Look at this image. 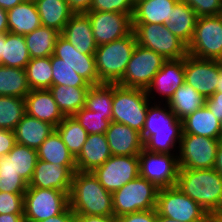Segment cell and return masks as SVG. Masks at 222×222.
Instances as JSON below:
<instances>
[{"mask_svg":"<svg viewBox=\"0 0 222 222\" xmlns=\"http://www.w3.org/2000/svg\"><path fill=\"white\" fill-rule=\"evenodd\" d=\"M182 132V121L169 109L167 103L149 104L141 133L144 149L155 153L177 154Z\"/></svg>","mask_w":222,"mask_h":222,"instance_id":"cell-1","label":"cell"},{"mask_svg":"<svg viewBox=\"0 0 222 222\" xmlns=\"http://www.w3.org/2000/svg\"><path fill=\"white\" fill-rule=\"evenodd\" d=\"M176 186L213 219L222 215V176L214 168H179Z\"/></svg>","mask_w":222,"mask_h":222,"instance_id":"cell-2","label":"cell"},{"mask_svg":"<svg viewBox=\"0 0 222 222\" xmlns=\"http://www.w3.org/2000/svg\"><path fill=\"white\" fill-rule=\"evenodd\" d=\"M69 207L74 214L114 215L112 193L99 183L93 172L74 173L69 193Z\"/></svg>","mask_w":222,"mask_h":222,"instance_id":"cell-3","label":"cell"},{"mask_svg":"<svg viewBox=\"0 0 222 222\" xmlns=\"http://www.w3.org/2000/svg\"><path fill=\"white\" fill-rule=\"evenodd\" d=\"M37 160V150L16 143L8 154L0 157V192L24 194Z\"/></svg>","mask_w":222,"mask_h":222,"instance_id":"cell-4","label":"cell"},{"mask_svg":"<svg viewBox=\"0 0 222 222\" xmlns=\"http://www.w3.org/2000/svg\"><path fill=\"white\" fill-rule=\"evenodd\" d=\"M136 45L132 31L121 39L97 47L95 60L100 83L118 84L121 81Z\"/></svg>","mask_w":222,"mask_h":222,"instance_id":"cell-5","label":"cell"},{"mask_svg":"<svg viewBox=\"0 0 222 222\" xmlns=\"http://www.w3.org/2000/svg\"><path fill=\"white\" fill-rule=\"evenodd\" d=\"M150 103L144 89L114 84L112 121L128 125L141 134Z\"/></svg>","mask_w":222,"mask_h":222,"instance_id":"cell-6","label":"cell"},{"mask_svg":"<svg viewBox=\"0 0 222 222\" xmlns=\"http://www.w3.org/2000/svg\"><path fill=\"white\" fill-rule=\"evenodd\" d=\"M159 189L140 175L112 193L114 216L156 208Z\"/></svg>","mask_w":222,"mask_h":222,"instance_id":"cell-7","label":"cell"},{"mask_svg":"<svg viewBox=\"0 0 222 222\" xmlns=\"http://www.w3.org/2000/svg\"><path fill=\"white\" fill-rule=\"evenodd\" d=\"M156 211L158 215L182 222H212L214 219L197 202L177 186L159 189Z\"/></svg>","mask_w":222,"mask_h":222,"instance_id":"cell-8","label":"cell"},{"mask_svg":"<svg viewBox=\"0 0 222 222\" xmlns=\"http://www.w3.org/2000/svg\"><path fill=\"white\" fill-rule=\"evenodd\" d=\"M137 44L162 55L166 60H178L188 55V46L162 24H132Z\"/></svg>","mask_w":222,"mask_h":222,"instance_id":"cell-9","label":"cell"},{"mask_svg":"<svg viewBox=\"0 0 222 222\" xmlns=\"http://www.w3.org/2000/svg\"><path fill=\"white\" fill-rule=\"evenodd\" d=\"M23 207L25 222H39L62 214L69 207V193L28 187L24 193Z\"/></svg>","mask_w":222,"mask_h":222,"instance_id":"cell-10","label":"cell"},{"mask_svg":"<svg viewBox=\"0 0 222 222\" xmlns=\"http://www.w3.org/2000/svg\"><path fill=\"white\" fill-rule=\"evenodd\" d=\"M188 54L222 61V13L198 17L193 38L188 45Z\"/></svg>","mask_w":222,"mask_h":222,"instance_id":"cell-11","label":"cell"},{"mask_svg":"<svg viewBox=\"0 0 222 222\" xmlns=\"http://www.w3.org/2000/svg\"><path fill=\"white\" fill-rule=\"evenodd\" d=\"M166 61L162 55L137 44L118 85L146 90Z\"/></svg>","mask_w":222,"mask_h":222,"instance_id":"cell-12","label":"cell"},{"mask_svg":"<svg viewBox=\"0 0 222 222\" xmlns=\"http://www.w3.org/2000/svg\"><path fill=\"white\" fill-rule=\"evenodd\" d=\"M138 160L139 175L158 189L176 186L179 171L177 154L155 153L143 148Z\"/></svg>","mask_w":222,"mask_h":222,"instance_id":"cell-13","label":"cell"},{"mask_svg":"<svg viewBox=\"0 0 222 222\" xmlns=\"http://www.w3.org/2000/svg\"><path fill=\"white\" fill-rule=\"evenodd\" d=\"M220 140L182 133L177 153L179 168H214Z\"/></svg>","mask_w":222,"mask_h":222,"instance_id":"cell-14","label":"cell"},{"mask_svg":"<svg viewBox=\"0 0 222 222\" xmlns=\"http://www.w3.org/2000/svg\"><path fill=\"white\" fill-rule=\"evenodd\" d=\"M93 174L107 191L113 193L139 176L138 155H112L101 166L97 167Z\"/></svg>","mask_w":222,"mask_h":222,"instance_id":"cell-15","label":"cell"},{"mask_svg":"<svg viewBox=\"0 0 222 222\" xmlns=\"http://www.w3.org/2000/svg\"><path fill=\"white\" fill-rule=\"evenodd\" d=\"M96 44L103 45L121 39L133 31L132 17L118 12L88 11Z\"/></svg>","mask_w":222,"mask_h":222,"instance_id":"cell-16","label":"cell"},{"mask_svg":"<svg viewBox=\"0 0 222 222\" xmlns=\"http://www.w3.org/2000/svg\"><path fill=\"white\" fill-rule=\"evenodd\" d=\"M219 78V60L201 59L188 54L185 57V83L205 99L216 92Z\"/></svg>","mask_w":222,"mask_h":222,"instance_id":"cell-17","label":"cell"},{"mask_svg":"<svg viewBox=\"0 0 222 222\" xmlns=\"http://www.w3.org/2000/svg\"><path fill=\"white\" fill-rule=\"evenodd\" d=\"M185 83V58L178 60H167L158 73L154 76L147 87L146 94L152 102L168 103L174 95V92Z\"/></svg>","mask_w":222,"mask_h":222,"instance_id":"cell-18","label":"cell"},{"mask_svg":"<svg viewBox=\"0 0 222 222\" xmlns=\"http://www.w3.org/2000/svg\"><path fill=\"white\" fill-rule=\"evenodd\" d=\"M76 171V166H63L38 159L28 187L56 189L70 193Z\"/></svg>","mask_w":222,"mask_h":222,"instance_id":"cell-19","label":"cell"},{"mask_svg":"<svg viewBox=\"0 0 222 222\" xmlns=\"http://www.w3.org/2000/svg\"><path fill=\"white\" fill-rule=\"evenodd\" d=\"M53 55L68 64L91 86L101 84L96 69L95 55H88L77 50L61 34L56 40Z\"/></svg>","mask_w":222,"mask_h":222,"instance_id":"cell-20","label":"cell"},{"mask_svg":"<svg viewBox=\"0 0 222 222\" xmlns=\"http://www.w3.org/2000/svg\"><path fill=\"white\" fill-rule=\"evenodd\" d=\"M105 135L113 156H135L144 148L141 134L128 125L112 121Z\"/></svg>","mask_w":222,"mask_h":222,"instance_id":"cell-21","label":"cell"},{"mask_svg":"<svg viewBox=\"0 0 222 222\" xmlns=\"http://www.w3.org/2000/svg\"><path fill=\"white\" fill-rule=\"evenodd\" d=\"M25 99L26 114L55 128L65 118L49 89L31 90Z\"/></svg>","mask_w":222,"mask_h":222,"instance_id":"cell-22","label":"cell"},{"mask_svg":"<svg viewBox=\"0 0 222 222\" xmlns=\"http://www.w3.org/2000/svg\"><path fill=\"white\" fill-rule=\"evenodd\" d=\"M112 156L104 134H88L80 153L75 157L77 171L93 172Z\"/></svg>","mask_w":222,"mask_h":222,"instance_id":"cell-23","label":"cell"},{"mask_svg":"<svg viewBox=\"0 0 222 222\" xmlns=\"http://www.w3.org/2000/svg\"><path fill=\"white\" fill-rule=\"evenodd\" d=\"M60 34L81 53L95 55L98 45L93 36L90 19L85 13L74 14Z\"/></svg>","mask_w":222,"mask_h":222,"instance_id":"cell-24","label":"cell"},{"mask_svg":"<svg viewBox=\"0 0 222 222\" xmlns=\"http://www.w3.org/2000/svg\"><path fill=\"white\" fill-rule=\"evenodd\" d=\"M179 0H135L132 24H167Z\"/></svg>","mask_w":222,"mask_h":222,"instance_id":"cell-25","label":"cell"},{"mask_svg":"<svg viewBox=\"0 0 222 222\" xmlns=\"http://www.w3.org/2000/svg\"><path fill=\"white\" fill-rule=\"evenodd\" d=\"M55 130V127L27 114L14 129L17 144L37 150L42 142Z\"/></svg>","mask_w":222,"mask_h":222,"instance_id":"cell-26","label":"cell"},{"mask_svg":"<svg viewBox=\"0 0 222 222\" xmlns=\"http://www.w3.org/2000/svg\"><path fill=\"white\" fill-rule=\"evenodd\" d=\"M9 32L26 35L41 26L35 1L24 0L7 11Z\"/></svg>","mask_w":222,"mask_h":222,"instance_id":"cell-27","label":"cell"},{"mask_svg":"<svg viewBox=\"0 0 222 222\" xmlns=\"http://www.w3.org/2000/svg\"><path fill=\"white\" fill-rule=\"evenodd\" d=\"M41 25L63 31L69 19L74 15L66 0H35Z\"/></svg>","mask_w":222,"mask_h":222,"instance_id":"cell-28","label":"cell"},{"mask_svg":"<svg viewBox=\"0 0 222 222\" xmlns=\"http://www.w3.org/2000/svg\"><path fill=\"white\" fill-rule=\"evenodd\" d=\"M182 133L220 140V121L206 105L182 120Z\"/></svg>","mask_w":222,"mask_h":222,"instance_id":"cell-29","label":"cell"},{"mask_svg":"<svg viewBox=\"0 0 222 222\" xmlns=\"http://www.w3.org/2000/svg\"><path fill=\"white\" fill-rule=\"evenodd\" d=\"M198 16L195 11L185 2L178 1L174 6L167 29L187 46L190 44Z\"/></svg>","mask_w":222,"mask_h":222,"instance_id":"cell-30","label":"cell"},{"mask_svg":"<svg viewBox=\"0 0 222 222\" xmlns=\"http://www.w3.org/2000/svg\"><path fill=\"white\" fill-rule=\"evenodd\" d=\"M90 87H67L52 85L49 88L55 102L64 116H73L85 107L86 96Z\"/></svg>","mask_w":222,"mask_h":222,"instance_id":"cell-31","label":"cell"},{"mask_svg":"<svg viewBox=\"0 0 222 222\" xmlns=\"http://www.w3.org/2000/svg\"><path fill=\"white\" fill-rule=\"evenodd\" d=\"M205 101L206 99L200 93L189 84L184 83L174 92L167 105L177 118L182 121L188 115L203 107Z\"/></svg>","mask_w":222,"mask_h":222,"instance_id":"cell-32","label":"cell"},{"mask_svg":"<svg viewBox=\"0 0 222 222\" xmlns=\"http://www.w3.org/2000/svg\"><path fill=\"white\" fill-rule=\"evenodd\" d=\"M38 159L63 166H76L75 157L69 152L59 133L54 130L37 149Z\"/></svg>","mask_w":222,"mask_h":222,"instance_id":"cell-33","label":"cell"},{"mask_svg":"<svg viewBox=\"0 0 222 222\" xmlns=\"http://www.w3.org/2000/svg\"><path fill=\"white\" fill-rule=\"evenodd\" d=\"M59 35L60 33L55 29L42 25L24 35L30 58L51 57Z\"/></svg>","mask_w":222,"mask_h":222,"instance_id":"cell-34","label":"cell"},{"mask_svg":"<svg viewBox=\"0 0 222 222\" xmlns=\"http://www.w3.org/2000/svg\"><path fill=\"white\" fill-rule=\"evenodd\" d=\"M30 59L24 35L7 32L2 49V66L25 69Z\"/></svg>","mask_w":222,"mask_h":222,"instance_id":"cell-35","label":"cell"},{"mask_svg":"<svg viewBox=\"0 0 222 222\" xmlns=\"http://www.w3.org/2000/svg\"><path fill=\"white\" fill-rule=\"evenodd\" d=\"M30 91L25 69L0 65V96L25 98Z\"/></svg>","mask_w":222,"mask_h":222,"instance_id":"cell-36","label":"cell"},{"mask_svg":"<svg viewBox=\"0 0 222 222\" xmlns=\"http://www.w3.org/2000/svg\"><path fill=\"white\" fill-rule=\"evenodd\" d=\"M55 130L59 133L69 152L76 157L86 142L88 133L74 116H65Z\"/></svg>","mask_w":222,"mask_h":222,"instance_id":"cell-37","label":"cell"},{"mask_svg":"<svg viewBox=\"0 0 222 222\" xmlns=\"http://www.w3.org/2000/svg\"><path fill=\"white\" fill-rule=\"evenodd\" d=\"M113 94L114 84L92 85L86 96L85 107L99 115H106V119L112 121Z\"/></svg>","mask_w":222,"mask_h":222,"instance_id":"cell-38","label":"cell"},{"mask_svg":"<svg viewBox=\"0 0 222 222\" xmlns=\"http://www.w3.org/2000/svg\"><path fill=\"white\" fill-rule=\"evenodd\" d=\"M25 70L31 90L49 89L52 86L50 57L31 58Z\"/></svg>","mask_w":222,"mask_h":222,"instance_id":"cell-39","label":"cell"},{"mask_svg":"<svg viewBox=\"0 0 222 222\" xmlns=\"http://www.w3.org/2000/svg\"><path fill=\"white\" fill-rule=\"evenodd\" d=\"M25 114L24 98L0 96V129L14 131Z\"/></svg>","mask_w":222,"mask_h":222,"instance_id":"cell-40","label":"cell"},{"mask_svg":"<svg viewBox=\"0 0 222 222\" xmlns=\"http://www.w3.org/2000/svg\"><path fill=\"white\" fill-rule=\"evenodd\" d=\"M52 66V85H65L67 87H91V85L79 76L68 64L60 58L50 57Z\"/></svg>","mask_w":222,"mask_h":222,"instance_id":"cell-41","label":"cell"},{"mask_svg":"<svg viewBox=\"0 0 222 222\" xmlns=\"http://www.w3.org/2000/svg\"><path fill=\"white\" fill-rule=\"evenodd\" d=\"M73 116L88 134H104L112 122L106 119V115H99L86 107L80 109Z\"/></svg>","mask_w":222,"mask_h":222,"instance_id":"cell-42","label":"cell"},{"mask_svg":"<svg viewBox=\"0 0 222 222\" xmlns=\"http://www.w3.org/2000/svg\"><path fill=\"white\" fill-rule=\"evenodd\" d=\"M135 0H92L90 11L118 12L133 16Z\"/></svg>","mask_w":222,"mask_h":222,"instance_id":"cell-43","label":"cell"},{"mask_svg":"<svg viewBox=\"0 0 222 222\" xmlns=\"http://www.w3.org/2000/svg\"><path fill=\"white\" fill-rule=\"evenodd\" d=\"M24 194L0 192V214H24Z\"/></svg>","mask_w":222,"mask_h":222,"instance_id":"cell-44","label":"cell"},{"mask_svg":"<svg viewBox=\"0 0 222 222\" xmlns=\"http://www.w3.org/2000/svg\"><path fill=\"white\" fill-rule=\"evenodd\" d=\"M187 3L198 17L215 16L222 13L221 0H179Z\"/></svg>","mask_w":222,"mask_h":222,"instance_id":"cell-45","label":"cell"},{"mask_svg":"<svg viewBox=\"0 0 222 222\" xmlns=\"http://www.w3.org/2000/svg\"><path fill=\"white\" fill-rule=\"evenodd\" d=\"M157 211L151 209L135 213H128L117 217V222H156Z\"/></svg>","mask_w":222,"mask_h":222,"instance_id":"cell-46","label":"cell"},{"mask_svg":"<svg viewBox=\"0 0 222 222\" xmlns=\"http://www.w3.org/2000/svg\"><path fill=\"white\" fill-rule=\"evenodd\" d=\"M15 144L14 131L0 129V157L8 154Z\"/></svg>","mask_w":222,"mask_h":222,"instance_id":"cell-47","label":"cell"},{"mask_svg":"<svg viewBox=\"0 0 222 222\" xmlns=\"http://www.w3.org/2000/svg\"><path fill=\"white\" fill-rule=\"evenodd\" d=\"M205 105L213 113V115L222 121V93L215 92L211 97L206 98Z\"/></svg>","mask_w":222,"mask_h":222,"instance_id":"cell-48","label":"cell"},{"mask_svg":"<svg viewBox=\"0 0 222 222\" xmlns=\"http://www.w3.org/2000/svg\"><path fill=\"white\" fill-rule=\"evenodd\" d=\"M74 14H83L90 11L92 0H66Z\"/></svg>","mask_w":222,"mask_h":222,"instance_id":"cell-49","label":"cell"},{"mask_svg":"<svg viewBox=\"0 0 222 222\" xmlns=\"http://www.w3.org/2000/svg\"><path fill=\"white\" fill-rule=\"evenodd\" d=\"M75 222H117V218L114 215L89 216V215L75 214Z\"/></svg>","mask_w":222,"mask_h":222,"instance_id":"cell-50","label":"cell"},{"mask_svg":"<svg viewBox=\"0 0 222 222\" xmlns=\"http://www.w3.org/2000/svg\"><path fill=\"white\" fill-rule=\"evenodd\" d=\"M39 222H75V214L73 213L71 208L68 207L62 214L50 217Z\"/></svg>","mask_w":222,"mask_h":222,"instance_id":"cell-51","label":"cell"},{"mask_svg":"<svg viewBox=\"0 0 222 222\" xmlns=\"http://www.w3.org/2000/svg\"><path fill=\"white\" fill-rule=\"evenodd\" d=\"M0 222H25L24 214H0Z\"/></svg>","mask_w":222,"mask_h":222,"instance_id":"cell-52","label":"cell"},{"mask_svg":"<svg viewBox=\"0 0 222 222\" xmlns=\"http://www.w3.org/2000/svg\"><path fill=\"white\" fill-rule=\"evenodd\" d=\"M9 32L7 11L0 7V34Z\"/></svg>","mask_w":222,"mask_h":222,"instance_id":"cell-53","label":"cell"},{"mask_svg":"<svg viewBox=\"0 0 222 222\" xmlns=\"http://www.w3.org/2000/svg\"><path fill=\"white\" fill-rule=\"evenodd\" d=\"M214 169L222 176V141L221 140L217 147Z\"/></svg>","mask_w":222,"mask_h":222,"instance_id":"cell-54","label":"cell"},{"mask_svg":"<svg viewBox=\"0 0 222 222\" xmlns=\"http://www.w3.org/2000/svg\"><path fill=\"white\" fill-rule=\"evenodd\" d=\"M23 1L24 0H0V7L8 11Z\"/></svg>","mask_w":222,"mask_h":222,"instance_id":"cell-55","label":"cell"},{"mask_svg":"<svg viewBox=\"0 0 222 222\" xmlns=\"http://www.w3.org/2000/svg\"><path fill=\"white\" fill-rule=\"evenodd\" d=\"M216 92L222 93V61L219 60V78L217 82Z\"/></svg>","mask_w":222,"mask_h":222,"instance_id":"cell-56","label":"cell"},{"mask_svg":"<svg viewBox=\"0 0 222 222\" xmlns=\"http://www.w3.org/2000/svg\"><path fill=\"white\" fill-rule=\"evenodd\" d=\"M3 43H6V33L0 34V65H2V49Z\"/></svg>","mask_w":222,"mask_h":222,"instance_id":"cell-57","label":"cell"},{"mask_svg":"<svg viewBox=\"0 0 222 222\" xmlns=\"http://www.w3.org/2000/svg\"><path fill=\"white\" fill-rule=\"evenodd\" d=\"M156 222H182V221H179V220L176 221V220H173L172 218L164 217L157 214Z\"/></svg>","mask_w":222,"mask_h":222,"instance_id":"cell-58","label":"cell"},{"mask_svg":"<svg viewBox=\"0 0 222 222\" xmlns=\"http://www.w3.org/2000/svg\"><path fill=\"white\" fill-rule=\"evenodd\" d=\"M220 140L222 141V121L220 122Z\"/></svg>","mask_w":222,"mask_h":222,"instance_id":"cell-59","label":"cell"},{"mask_svg":"<svg viewBox=\"0 0 222 222\" xmlns=\"http://www.w3.org/2000/svg\"><path fill=\"white\" fill-rule=\"evenodd\" d=\"M217 220H218L219 222H222V217H218Z\"/></svg>","mask_w":222,"mask_h":222,"instance_id":"cell-60","label":"cell"}]
</instances>
